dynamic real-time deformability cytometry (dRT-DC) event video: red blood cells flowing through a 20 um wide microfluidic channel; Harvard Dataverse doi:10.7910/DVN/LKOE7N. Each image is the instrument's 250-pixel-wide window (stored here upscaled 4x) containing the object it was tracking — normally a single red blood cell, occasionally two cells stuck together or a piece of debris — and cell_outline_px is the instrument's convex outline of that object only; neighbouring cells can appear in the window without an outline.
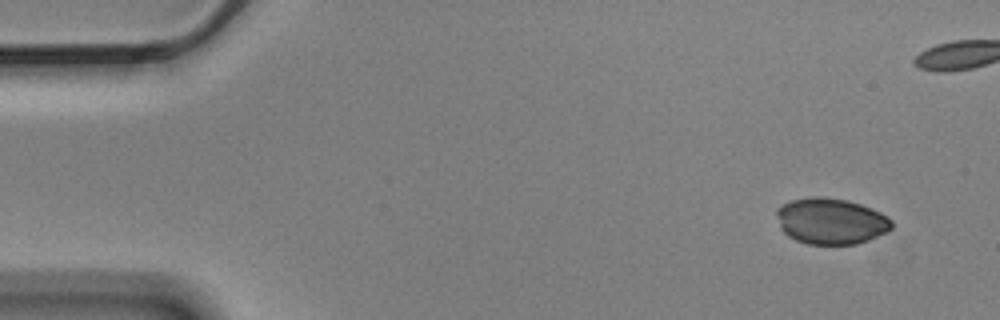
{"species": "Egyptian fruit bat (a non-hibernating species)", "species_latin": "Rousettus aegyptiacus", "temperature_condition": "cold", "stored_images_in_passage": 6, "camera_frame_rate_fps": 3000, "um_per_image_px": 0.085, "animal": {"sex": "male"}, "frame": {"image": 1, "passage_image": 1, "time_ms": 0.0, "image_size_px": [1000, 320], "cell_outline_px": [[892, 228], [868, 240], [856, 244], [808, 244], [796, 240], [788, 236], [780, 228], [776, 216], [776, 208], [792, 200], [812, 196], [824, 196], [848, 200], [872, 208], [888, 216], [892, 220]], "centroid_in_image_um": [70.61, 18.78], "position_along_channel_um": 14.4, "area_um2": 31.04}}